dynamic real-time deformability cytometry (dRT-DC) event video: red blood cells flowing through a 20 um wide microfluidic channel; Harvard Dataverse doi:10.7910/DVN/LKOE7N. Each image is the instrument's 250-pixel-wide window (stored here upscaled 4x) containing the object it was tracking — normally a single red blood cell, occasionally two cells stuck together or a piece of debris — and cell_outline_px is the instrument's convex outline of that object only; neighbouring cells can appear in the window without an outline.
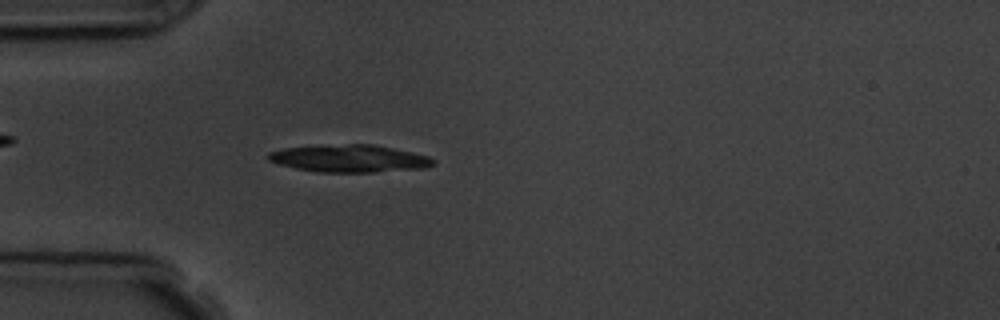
{"species": "common noctule bat (a hibernating species)", "species_latin": "Nyctalus noctula", "temperature_condition": "room temperature", "stored_images_in_passage": 3, "camera_frame_rate_fps": 3000, "um_per_image_px": 0.085, "animal": {"sex": "male", "body_mass_g": 19.5, "forearm_length_mm": 54.6}, "frame": {"image": 1, "passage_image": 3, "time_ms": 3.0, "image_size_px": [1000, 320], "cell_outline_px": [[436, 164], [424, 168], [372, 172], [316, 172], [296, 168], [280, 164], [268, 160], [264, 156], [268, 152], [284, 148], [348, 144], [376, 144], [412, 152], [428, 156], [436, 160]], "centroid_in_image_um": [29.72, 13.47], "position_along_channel_um": 55.3, "area_um2": 26.36}}